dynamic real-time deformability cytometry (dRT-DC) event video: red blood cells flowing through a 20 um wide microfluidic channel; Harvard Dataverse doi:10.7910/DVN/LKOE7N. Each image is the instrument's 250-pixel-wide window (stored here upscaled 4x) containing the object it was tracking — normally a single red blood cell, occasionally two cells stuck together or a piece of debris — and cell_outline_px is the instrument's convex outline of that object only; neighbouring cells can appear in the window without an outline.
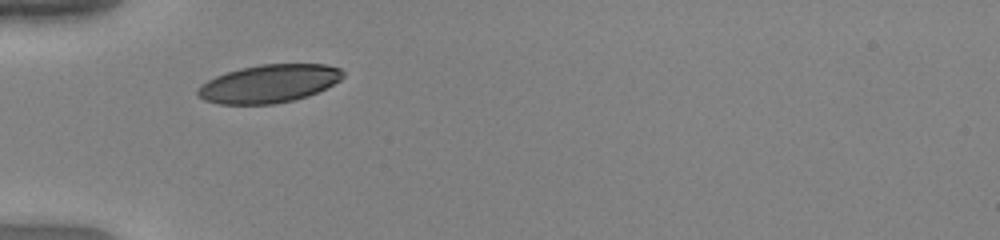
{"species": "human", "species_latin": "Homo sapiens", "temperature_condition": "warm", "stored_images_in_passage": 31, "camera_frame_rate_fps": 3000, "um_per_image_px": 0.085, "donor": {"sex": "female"}, "frame": {"image": 1, "passage_image": 1, "time_ms": 0.0, "image_size_px": [1000, 240], "cell_outline_px": [[344, 76], [340, 80], [308, 96], [276, 104], [220, 104], [204, 100], [196, 96], [196, 88], [200, 84], [216, 76], [240, 68], [260, 64], [324, 64], [340, 68], [344, 72]], "centroid_in_image_um": [22.82, 7.11], "position_along_channel_um": 62.2, "area_um2": 32.25}}
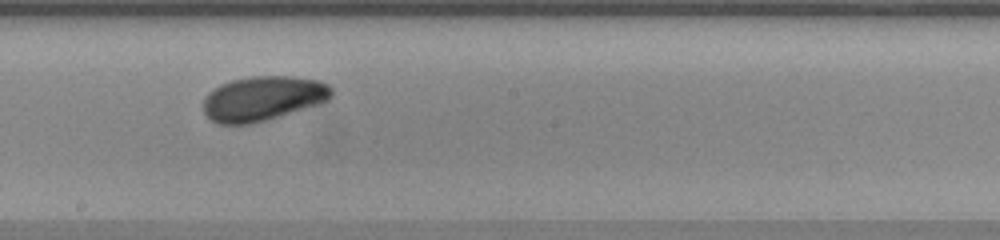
{"frame": {"image": 2, "passage_image": 14, "time_ms": 4.333, "image_size_px": [1000, 240], "cell_outline_px": [[332, 96], [328, 100], [320, 104], [268, 120], [248, 124], [216, 124], [204, 112], [204, 96], [212, 88], [220, 84], [232, 80], [252, 76], [292, 76], [320, 80], [328, 84], [332, 88]], "centroid_in_image_um": [22.36, 8.36], "position_along_channel_um": 225.8, "area_um2": 33.7}}
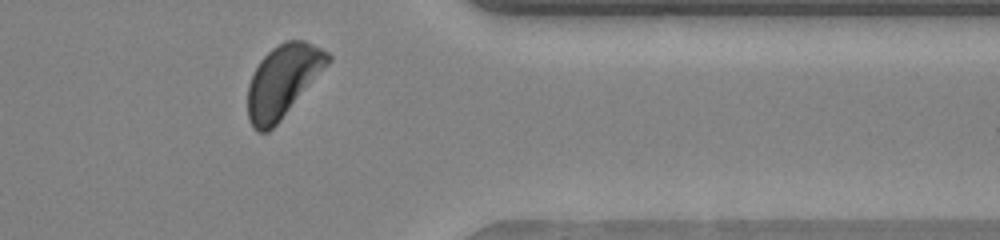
{"frame": {"image": 3, "passage_image": 27, "time_ms": 8.667, "image_size_px": [1000, 240], "cell_outline_px": [[332, 60], [280, 120], [268, 132], [256, 132], [252, 128], [248, 120], [248, 84], [260, 60], [272, 48], [288, 40], [304, 40], [328, 52], [332, 56]], "centroid_in_image_um": [24.04, 6.89], "position_along_channel_um": 387.4, "area_um2": 33.35}, "authors_computed_cell_mechanics": {"area_um2": 32.8304, "velocity_mm_per_s": 3.9266, "shape_relaxation_time_tau1_ms": 2.7511, "shape_relaxation_time_tau2_ms": null, "deformation_change_tau1": 0.1228, "deformation_change_tau2": null}}